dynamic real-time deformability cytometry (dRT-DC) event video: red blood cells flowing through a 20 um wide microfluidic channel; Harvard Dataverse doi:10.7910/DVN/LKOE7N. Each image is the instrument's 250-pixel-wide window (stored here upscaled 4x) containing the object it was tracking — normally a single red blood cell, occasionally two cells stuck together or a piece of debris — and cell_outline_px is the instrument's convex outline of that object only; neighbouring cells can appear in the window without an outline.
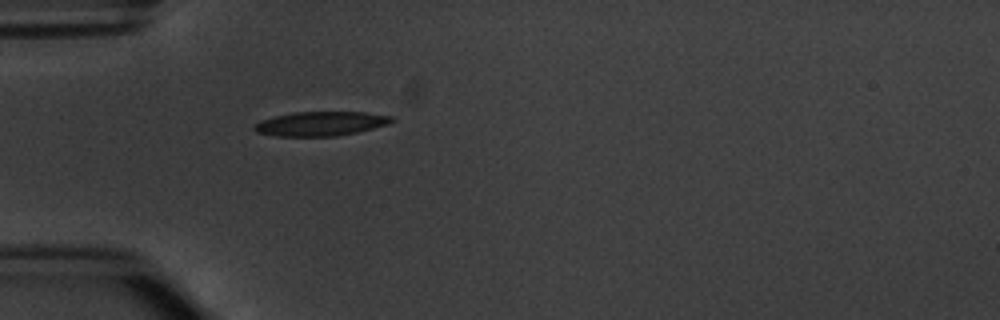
{"species": "common noctule bat (a hibernating species)", "species_latin": "Nyctalus noctula", "temperature_condition": "warm", "stored_images_in_passage": 1, "camera_frame_rate_fps": 3000, "um_per_image_px": 0.085, "animal": {"sex": "male", "body_mass_g": 20.1, "forearm_length_mm": 53.5}, "frame": {"image": 1, "passage_image": 1, "time_ms": 0.0, "image_size_px": [1000, 320], "cell_outline_px": [[392, 120], [388, 124], [356, 132], [336, 136], [276, 136], [256, 132], [252, 128], [260, 120], [292, 112], [364, 112], [392, 116]], "centroid_in_image_um": [27.22, 10.51], "position_along_channel_um": 57.8, "area_um2": 19.25}}